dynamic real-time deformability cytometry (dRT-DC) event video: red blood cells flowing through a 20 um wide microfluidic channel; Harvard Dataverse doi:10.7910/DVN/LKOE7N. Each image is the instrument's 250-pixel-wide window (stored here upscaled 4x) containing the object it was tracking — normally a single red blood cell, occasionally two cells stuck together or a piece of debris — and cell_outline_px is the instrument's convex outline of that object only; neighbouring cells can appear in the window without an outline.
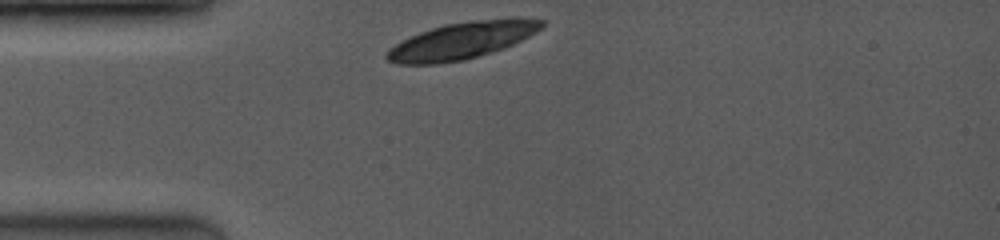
{"species": "common noctule bat (a hibernating species)", "species_latin": "Nyctalus noctula", "temperature_condition": "room temperature", "stored_images_in_passage": 1, "camera_frame_rate_fps": 3500, "um_per_image_px": 0.085, "animal": {"sex": "female", "body_mass_g": 19.0, "forearm_length_mm": 53.3}, "frame": {"image": 1, "passage_image": 1, "time_ms": 0.0, "image_size_px": [1000, 240], "cell_outline_px": [[544, 24], [536, 32], [504, 48], [464, 60], [436, 64], [396, 64], [388, 60], [384, 56], [388, 48], [420, 32], [444, 24], [472, 20], [512, 16], [516, 16], [544, 20]], "centroid_in_image_um": [39.28, 3.43], "position_along_channel_um": 45.7, "area_um2": 33.41}}